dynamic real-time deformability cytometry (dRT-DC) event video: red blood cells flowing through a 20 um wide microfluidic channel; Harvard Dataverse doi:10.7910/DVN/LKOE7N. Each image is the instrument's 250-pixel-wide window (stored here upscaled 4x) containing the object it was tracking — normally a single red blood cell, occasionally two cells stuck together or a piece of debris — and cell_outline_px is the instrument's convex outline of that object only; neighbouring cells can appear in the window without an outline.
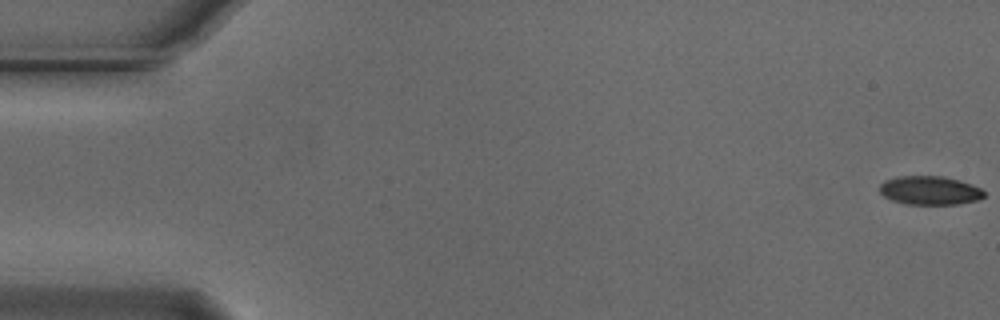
{"species": "Egyptian fruit bat (a non-hibernating species)", "species_latin": "Rousettus aegyptiacus", "temperature_condition": "cold", "stored_images_in_passage": 19, "camera_frame_rate_fps": 3000, "um_per_image_px": 0.085, "animal": {"sex": "male"}, "frame": {"image": 1, "passage_image": 1, "time_ms": 0.0, "image_size_px": [1000, 320], "cell_outline_px": [[984, 196], [976, 200], [956, 204], [908, 204], [892, 200], [884, 196], [880, 192], [880, 184], [884, 180], [896, 176], [944, 176], [972, 184], [980, 188], [984, 192]], "centroid_in_image_um": [79.01, 16.17], "position_along_channel_um": 6.0, "area_um2": 17.4}}
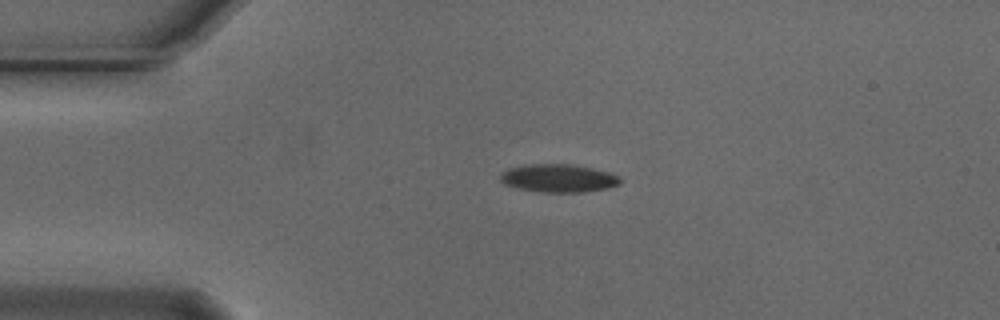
{"frame": {"image": 2, "passage_image": 13, "time_ms": 4.0, "image_size_px": [1000, 320], "cell_outline_px": [[620, 184], [608, 188], [584, 192], [540, 192], [516, 188], [504, 184], [500, 180], [500, 172], [508, 168], [532, 164], [572, 164], [592, 168], [608, 172], [620, 176]], "centroid_in_image_um": [47.45, 15.15], "position_along_channel_um": 37.5, "area_um2": 19.71}}
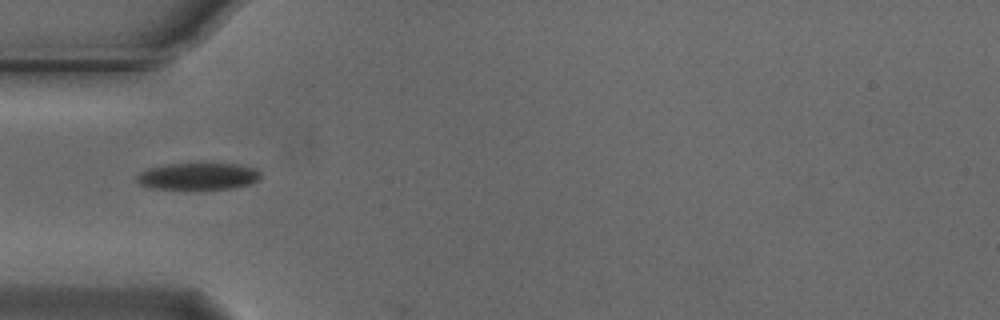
{"frame": {"image": 3, "passage_image": 18, "time_ms": 5.667, "image_size_px": [1000, 320], "cell_outline_px": [[260, 180], [252, 184], [232, 188], [152, 188], [140, 184], [136, 180], [136, 176], [140, 172], [148, 168], [164, 164], [204, 160], [240, 164], [256, 168], [260, 172]], "centroid_in_image_um": [16.89, 14.91], "position_along_channel_um": 68.1, "area_um2": 20.35}}